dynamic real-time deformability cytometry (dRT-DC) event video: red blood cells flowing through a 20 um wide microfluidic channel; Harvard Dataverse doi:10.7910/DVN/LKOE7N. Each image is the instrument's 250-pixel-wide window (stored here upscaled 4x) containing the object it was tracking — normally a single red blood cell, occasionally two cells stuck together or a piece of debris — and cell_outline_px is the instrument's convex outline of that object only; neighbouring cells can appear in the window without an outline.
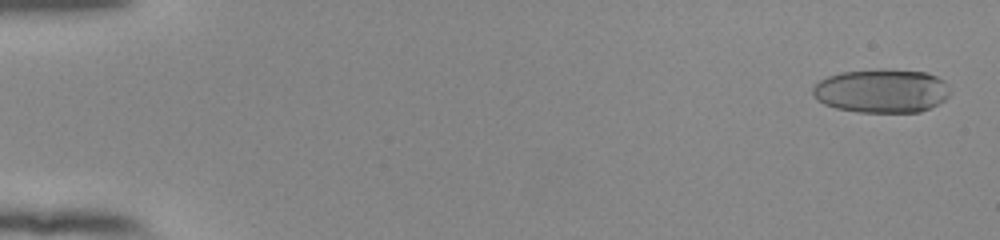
{"species": "human", "species_latin": "Homo sapiens", "temperature_condition": "room temperature", "stored_images_in_passage": 55, "camera_frame_rate_fps": 3000, "um_per_image_px": 0.085, "donor": {"sex": "female"}, "frame": {"image": 1, "passage_image": 2, "time_ms": 0.333, "image_size_px": [1000, 240], "cell_outline_px": [[948, 96], [944, 100], [920, 112], [860, 112], [836, 108], [824, 104], [816, 100], [812, 92], [812, 88], [820, 80], [828, 76], [840, 72], [928, 72], [944, 80], [948, 84]], "centroid_in_image_um": [74.91, 7.77], "position_along_channel_um": 10.1, "area_um2": 33.99}}
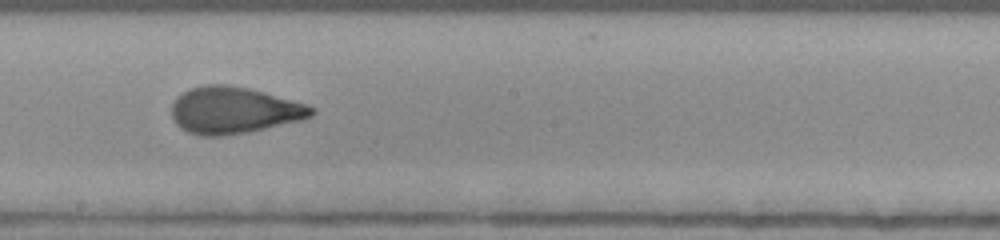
{"frame": {"image": 2, "passage_image": 32, "time_ms": 10.333, "image_size_px": [1000, 240], "cell_outline_px": [[316, 112], [312, 116], [300, 120], [248, 132], [220, 136], [200, 136], [188, 132], [180, 128], [176, 124], [172, 116], [172, 104], [176, 96], [192, 88], [208, 84], [228, 84], [248, 88], [264, 92], [308, 104], [316, 108]], "centroid_in_image_um": [19.88, 9.37], "position_along_channel_um": 228.3, "area_um2": 38.15}}
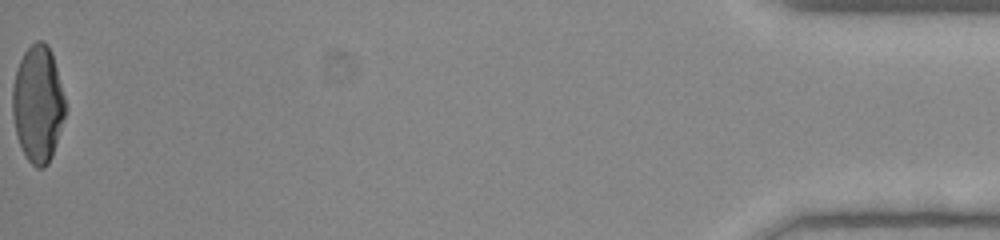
{"frame": {"image": 3, "passage_image": 55, "time_ms": 18.0, "image_size_px": [1000, 240], "cell_outline_px": [[64, 116], [52, 156], [48, 164], [44, 168], [36, 168], [28, 160], [16, 136], [12, 112], [12, 88], [16, 68], [24, 52], [36, 40], [44, 40], [48, 44], [52, 52], [64, 96]], "centroid_in_image_um": [3.2, 8.81], "position_along_channel_um": 432.0, "area_um2": 35.78}, "authors_computed_cell_mechanics": {"area_um2": 36.4718, "velocity_mm_per_s": 3.8605, "shape_relaxation_time_tau1_ms": 4.1695, "shape_relaxation_time_tau2_ms": 1.0106, "deformation_change_tau1": 0.1884, "deformation_change_tau2": 0.0758}}